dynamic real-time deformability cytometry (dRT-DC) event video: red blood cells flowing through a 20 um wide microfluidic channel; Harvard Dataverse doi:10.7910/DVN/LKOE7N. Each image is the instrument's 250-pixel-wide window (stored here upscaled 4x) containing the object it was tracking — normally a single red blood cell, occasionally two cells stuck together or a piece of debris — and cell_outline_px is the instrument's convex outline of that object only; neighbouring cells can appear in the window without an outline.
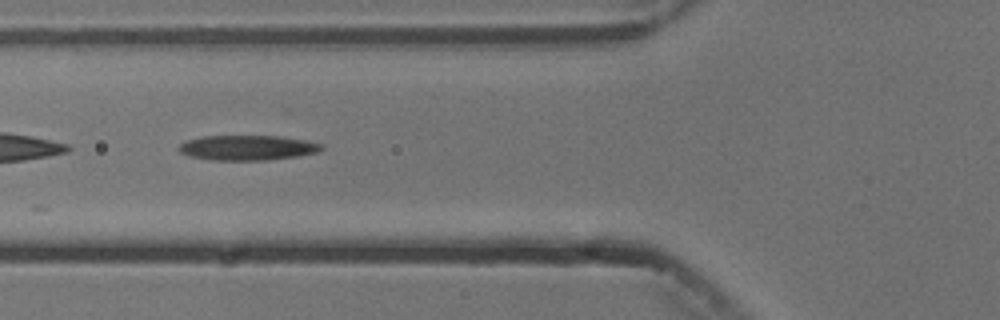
{"species": "common noctule bat (a hibernating species)", "species_latin": "Nyctalus noctula", "temperature_condition": "cold", "stored_images_in_passage": 9, "camera_frame_rate_fps": 3000, "um_per_image_px": 0.085, "animal": {"sex": "male", "body_mass_g": 13.3}, "frame": {"image": 1, "passage_image": 5, "time_ms": 4.333, "image_size_px": [1000, 320], "cell_outline_px": [[324, 148], [316, 152], [296, 156], [268, 160], [212, 160], [188, 156], [180, 152], [176, 148], [180, 144], [188, 140], [200, 136], [280, 136], [308, 140], [324, 144]], "centroid_in_image_um": [21.03, 12.55], "position_along_channel_um": 104.8, "area_um2": 20.92}}
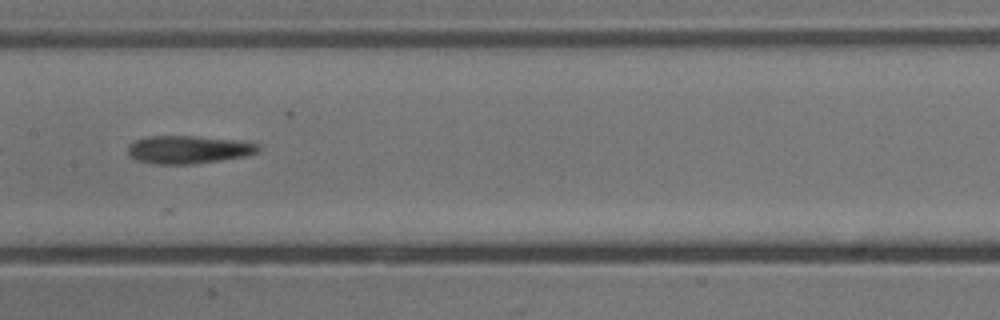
{"frame": {"image": 2, "passage_image": 7, "time_ms": 6.667, "image_size_px": [1000, 320], "cell_outline_px": [[260, 148], [256, 152], [248, 156], [192, 164], [152, 164], [136, 160], [128, 156], [128, 144], [136, 140], [148, 136], [192, 136], [240, 140], [260, 144]], "centroid_in_image_um": [16.01, 12.72], "position_along_channel_um": 191.4, "area_um2": 21.44}}
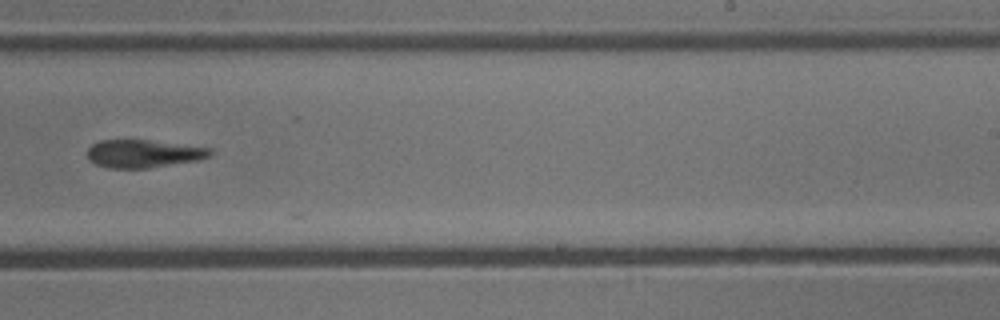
{"frame": {"image": 3, "passage_image": 9, "time_ms": 9.0, "image_size_px": [1000, 320], "cell_outline_px": [[212, 156], [200, 160], [148, 168], [108, 168], [96, 164], [88, 160], [88, 148], [92, 144], [100, 140], [148, 140], [212, 148]], "centroid_in_image_um": [12.21, 13.06], "position_along_channel_um": 276.8, "area_um2": 20.06}}